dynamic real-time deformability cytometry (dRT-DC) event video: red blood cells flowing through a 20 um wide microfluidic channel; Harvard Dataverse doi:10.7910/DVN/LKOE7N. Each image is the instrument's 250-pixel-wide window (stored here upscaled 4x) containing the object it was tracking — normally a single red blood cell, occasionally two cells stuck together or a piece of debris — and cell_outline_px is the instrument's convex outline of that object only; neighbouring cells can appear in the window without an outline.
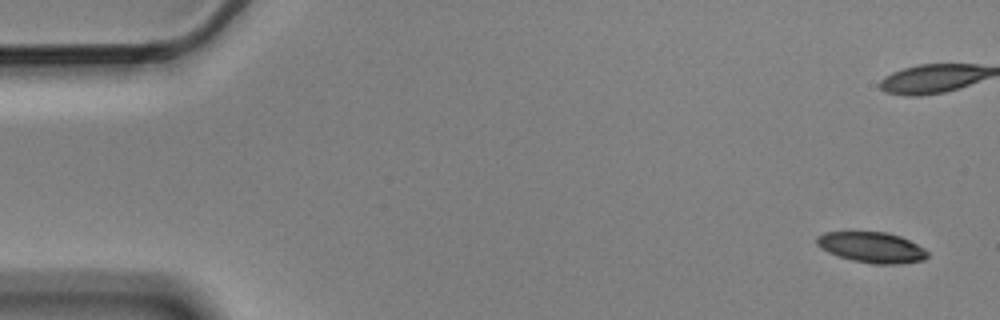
{"species": "Egyptian fruit bat (a non-hibernating species)", "species_latin": "Rousettus aegyptiacus", "temperature_condition": "cold", "stored_images_in_passage": 6, "camera_frame_rate_fps": 3000, "um_per_image_px": 0.085, "animal": {"sex": "male"}, "frame": {"image": 1, "passage_image": 1, "time_ms": 0.0, "image_size_px": [1000, 320], "cell_outline_px": [[928, 256], [924, 260], [896, 264], [876, 264], [852, 260], [828, 252], [820, 248], [816, 244], [816, 236], [824, 232], [884, 232], [900, 236], [924, 248], [928, 252]], "centroid_in_image_um": [74.08, 21.02], "position_along_channel_um": 10.9, "area_um2": 19.65}}